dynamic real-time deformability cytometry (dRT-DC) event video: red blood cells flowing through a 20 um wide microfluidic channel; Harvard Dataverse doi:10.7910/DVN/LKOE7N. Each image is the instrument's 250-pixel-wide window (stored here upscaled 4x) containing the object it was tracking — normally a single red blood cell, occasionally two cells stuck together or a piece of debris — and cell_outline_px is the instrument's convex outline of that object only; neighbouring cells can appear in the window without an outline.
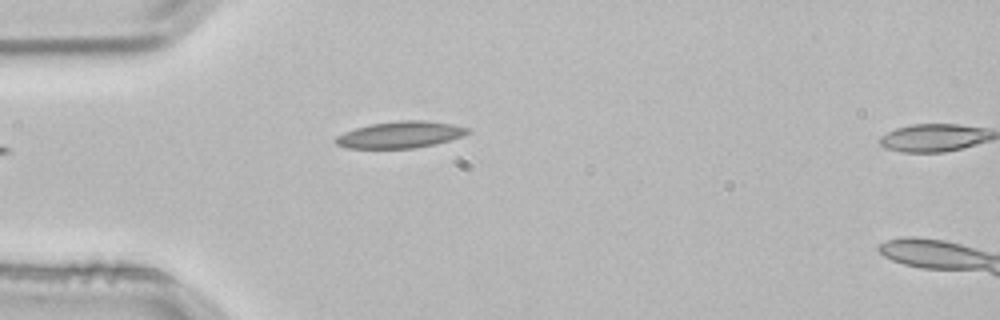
{"species": "common noctule bat (a hibernating species)", "species_latin": "Nyctalus noctula", "temperature_condition": "room temperature", "stored_images_in_passage": 4, "camera_frame_rate_fps": 3000, "um_per_image_px": 0.085, "animal": {"sex": "male", "body_mass_g": 21.5, "forearm_length_mm": 52.0}, "frame": {"image": 1, "passage_image": 3, "time_ms": 0.667, "image_size_px": [1000, 320], "cell_outline_px": [[472, 132], [464, 136], [436, 144], [416, 148], [348, 148], [336, 144], [336, 136], [344, 132], [356, 128], [372, 124], [400, 120], [424, 120], [452, 124], [468, 128]], "centroid_in_image_um": [34.07, 11.45], "position_along_channel_um": 50.9, "area_um2": 20.46}}